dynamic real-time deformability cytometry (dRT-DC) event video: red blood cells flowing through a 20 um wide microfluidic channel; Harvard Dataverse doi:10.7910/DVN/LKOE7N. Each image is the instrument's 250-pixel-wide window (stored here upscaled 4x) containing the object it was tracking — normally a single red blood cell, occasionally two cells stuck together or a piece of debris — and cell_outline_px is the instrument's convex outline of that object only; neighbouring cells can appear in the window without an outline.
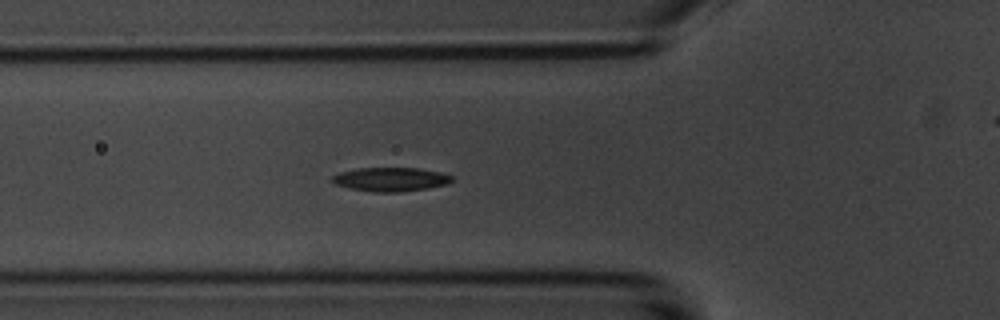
{"species": "common noctule bat (a hibernating species)", "species_latin": "Nyctalus noctula", "temperature_condition": "room temperature", "stored_images_in_passage": 57, "camera_frame_rate_fps": 3000, "um_per_image_px": 0.085, "animal": {"sex": "male", "body_mass_g": 20.1, "forearm_length_mm": 53.5}, "frame": {"image": 1, "passage_image": 19, "time_ms": 6.0, "image_size_px": [1000, 320], "cell_outline_px": [[452, 180], [448, 184], [428, 188], [400, 192], [372, 192], [348, 188], [332, 184], [328, 180], [332, 176], [340, 172], [356, 168], [420, 168], [440, 172], [452, 176]], "centroid_in_image_um": [33.14, 15.25], "position_along_channel_um": 92.7, "area_um2": 16.94}}
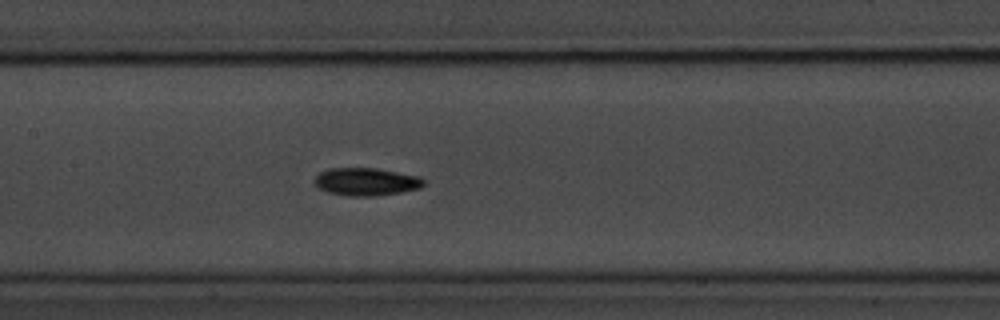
{"frame": {"image": 2, "passage_image": 26, "time_ms": 8.333, "image_size_px": [1000, 320], "cell_outline_px": [[424, 184], [420, 188], [400, 192], [376, 196], [348, 196], [328, 192], [316, 188], [312, 184], [312, 180], [320, 172], [332, 168], [376, 168], [420, 176], [424, 180]], "centroid_in_image_um": [31.08, 15.45], "position_along_channel_um": 176.3, "area_um2": 17.86}}
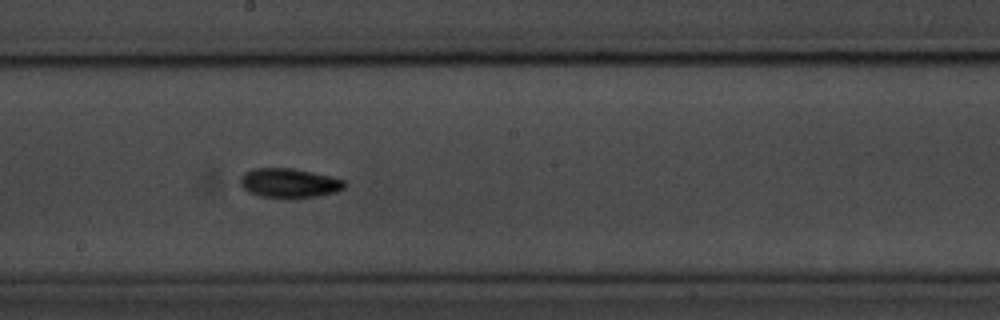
{"frame": {"image": 3, "passage_image": 30, "time_ms": 9.667, "image_size_px": [1000, 320], "cell_outline_px": [[348, 184], [344, 188], [336, 192], [316, 196], [288, 200], [284, 200], [260, 196], [248, 192], [240, 184], [240, 176], [244, 172], [252, 168], [292, 168], [332, 176], [344, 180]], "centroid_in_image_um": [24.57, 15.58], "position_along_channel_um": 223.6, "area_um2": 18.44}, "authors_computed_cell_mechanics": {"area_um2": 16.3574, "velocity_mm_per_s": 3.5511, "shape_relaxation_time_tau1_ms": 2.9773, "shape_relaxation_time_tau2_ms": 4.1783, "deformation_change_tau1": 0.1179, "deformation_change_tau2": 0.0844}}